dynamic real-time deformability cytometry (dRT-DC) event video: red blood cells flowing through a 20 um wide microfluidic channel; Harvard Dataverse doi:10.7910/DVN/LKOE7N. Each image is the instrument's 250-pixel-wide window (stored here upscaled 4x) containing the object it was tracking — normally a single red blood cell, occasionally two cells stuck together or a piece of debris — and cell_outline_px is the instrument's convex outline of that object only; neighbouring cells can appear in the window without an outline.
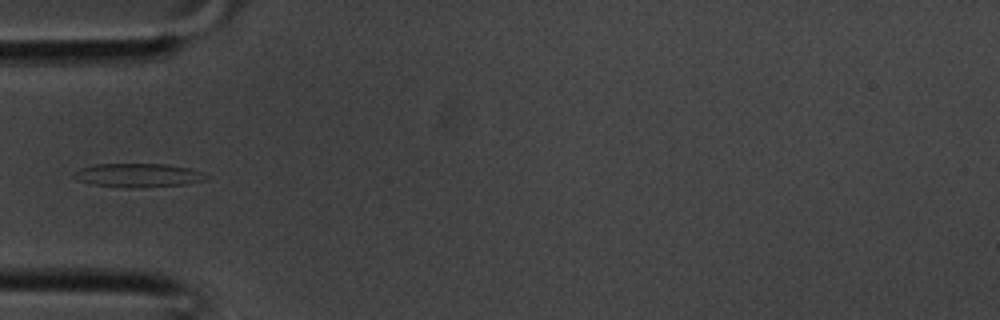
{"species": "common noctule bat (a hibernating species)", "species_latin": "Nyctalus noctula", "temperature_condition": "room temperature", "stored_images_in_passage": 26, "camera_frame_rate_fps": 3000, "um_per_image_px": 0.085, "animal": {"sex": "male", "body_mass_g": 20.1, "forearm_length_mm": 53.5}, "frame": {"image": 1, "passage_image": 1, "time_ms": 0.0, "image_size_px": [1000, 320], "cell_outline_px": [[208, 176], [204, 180], [188, 184], [132, 188], [128, 188], [92, 184], [80, 180], [72, 176], [72, 172], [80, 168], [96, 164], [168, 164], [188, 168], [204, 172]], "centroid_in_image_um": [11.74, 14.89], "position_along_channel_um": 73.3, "area_um2": 18.32}}
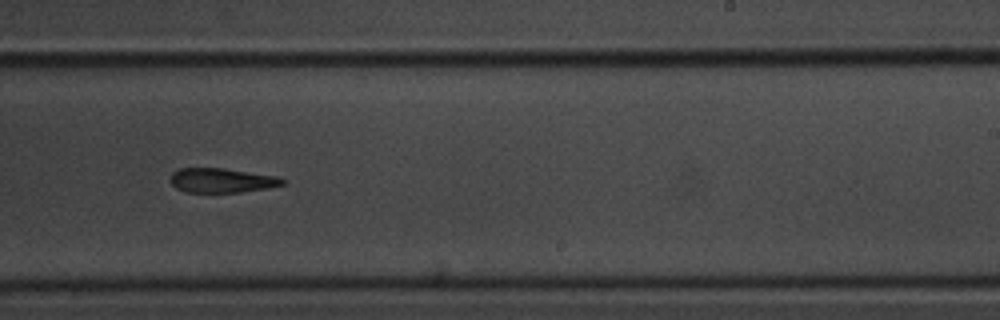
{"frame": {"image": 2, "passage_image": 12, "time_ms": 3.667, "image_size_px": [1000, 320], "cell_outline_px": [[288, 180], [284, 184], [268, 188], [240, 192], [184, 192], [176, 188], [168, 180], [172, 172], [180, 168], [224, 168], [276, 176]], "centroid_in_image_um": [18.83, 15.33], "position_along_channel_um": 270.2, "area_um2": 16.13}}
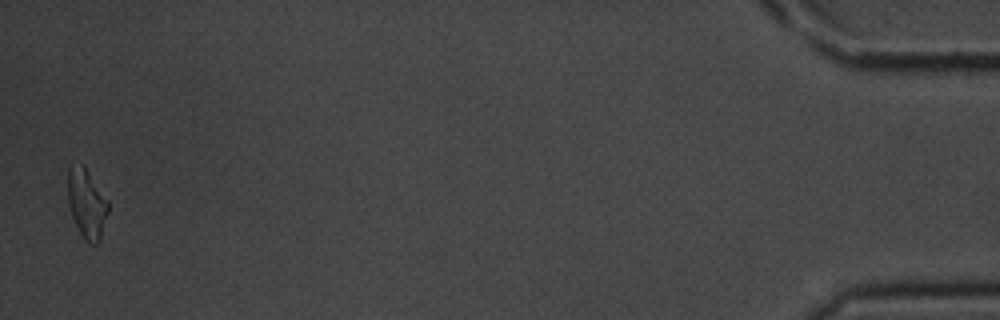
{"frame": {"image": 3, "passage_image": 26, "time_ms": 8.333, "image_size_px": [1000, 320], "cell_outline_px": [[108, 212], [100, 240], [96, 244], [92, 244], [84, 240], [72, 216], [68, 204], [68, 168], [84, 168], [108, 200]], "centroid_in_image_um": [7.38, 17.41], "position_along_channel_um": 427.8, "area_um2": 15.61}}